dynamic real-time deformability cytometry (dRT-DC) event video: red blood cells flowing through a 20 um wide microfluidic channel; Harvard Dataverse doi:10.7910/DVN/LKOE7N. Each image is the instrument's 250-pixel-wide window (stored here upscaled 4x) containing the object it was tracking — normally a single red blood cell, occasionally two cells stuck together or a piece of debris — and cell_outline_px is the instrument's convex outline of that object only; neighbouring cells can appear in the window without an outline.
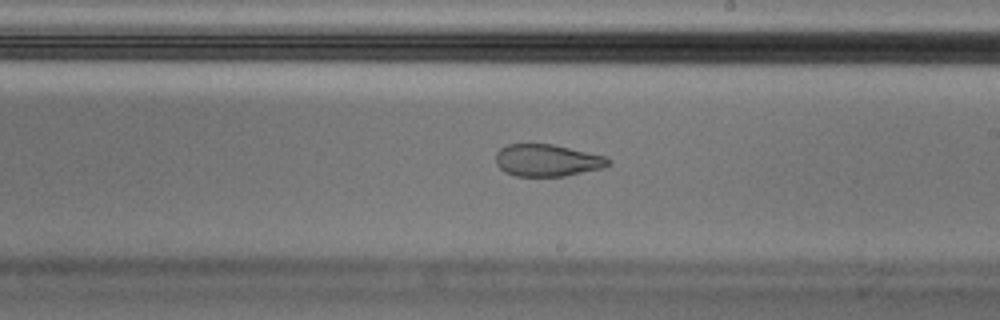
{"species": "Egyptian fruit bat (a non-hibernating species)", "species_latin": "Rousettus aegyptiacus", "temperature_condition": "cold", "stored_images_in_passage": 40, "camera_frame_rate_fps": 3000, "um_per_image_px": 0.085, "animal": {"sex": "male"}, "frame": {"image": 1, "passage_image": 17, "time_ms": 5.333, "image_size_px": [1000, 320], "cell_outline_px": [[612, 164], [604, 168], [564, 176], [516, 176], [504, 172], [496, 164], [496, 152], [500, 148], [508, 144], [552, 144], [604, 156], [612, 160]], "centroid_in_image_um": [46.52, 13.63], "position_along_channel_um": 242.5, "area_um2": 21.1}}
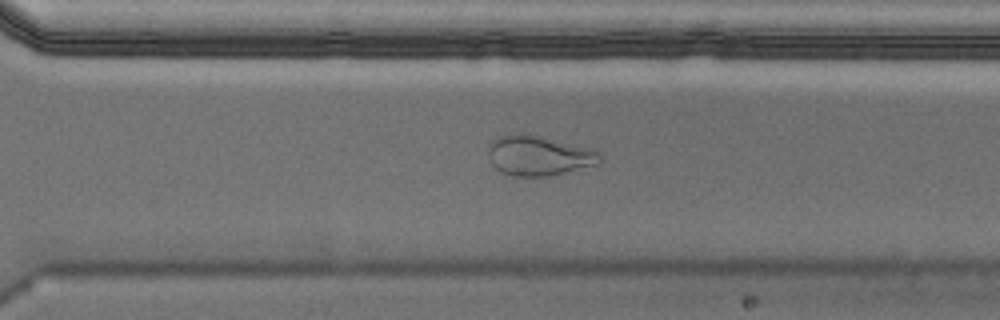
{"frame": {"image": 2, "passage_image": 24, "time_ms": 7.667, "image_size_px": [1000, 320], "cell_outline_px": [[600, 164], [548, 176], [512, 176], [500, 172], [492, 164], [488, 156], [488, 144], [496, 136], [516, 132], [528, 132], [596, 152], [600, 156]], "centroid_in_image_um": [45.67, 13.21], "position_along_channel_um": 324.9, "area_um2": 25.95}}
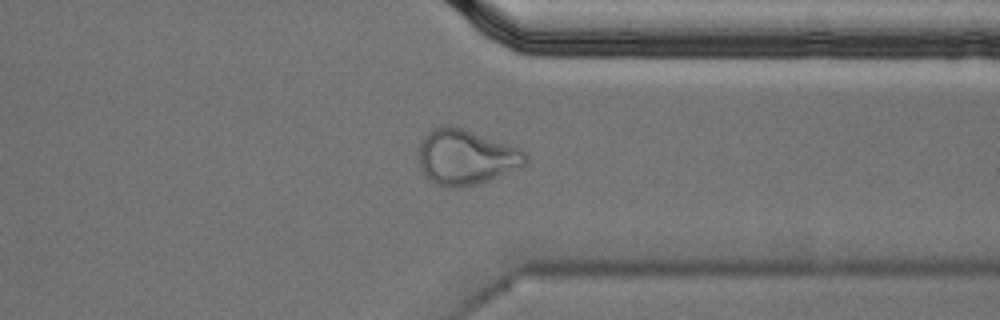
{"frame": {"image": 3, "passage_image": 28, "time_ms": 9.0, "image_size_px": [1000, 320], "cell_outline_px": [[528, 160], [520, 168], [476, 184], [464, 188], [456, 188], [436, 184], [420, 168], [420, 140], [432, 128], [444, 124], [448, 124], [464, 128], [520, 148], [528, 156]], "centroid_in_image_um": [39.62, 13.33], "position_along_channel_um": 371.8, "area_um2": 34.33}, "authors_computed_cell_mechanics": {"area_um2": 23.6402, "velocity_mm_per_s": 3.5477, "shape_relaxation_time_tau1_ms": null, "shape_relaxation_time_tau2_ms": 2.1306, "deformation_change_tau1": null, "deformation_change_tau2": 0.0938}}